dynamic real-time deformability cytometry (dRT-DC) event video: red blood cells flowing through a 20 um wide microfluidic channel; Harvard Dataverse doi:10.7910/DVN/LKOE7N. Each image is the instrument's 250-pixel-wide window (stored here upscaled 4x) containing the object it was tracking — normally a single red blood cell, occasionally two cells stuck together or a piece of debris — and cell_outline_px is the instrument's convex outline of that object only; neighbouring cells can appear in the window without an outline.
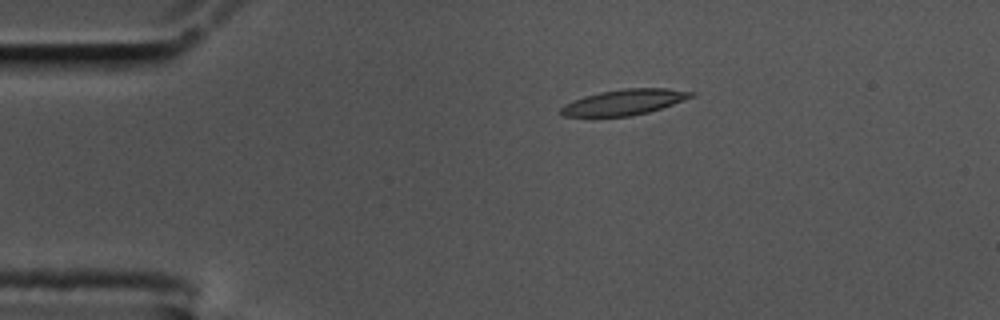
{"species": "common noctule bat (a hibernating species)", "species_latin": "Nyctalus noctula", "temperature_condition": "cold", "stored_images_in_passage": 47, "camera_frame_rate_fps": 3000, "um_per_image_px": 0.085, "animal": {"sex": "male", "body_mass_g": 17.5, "forearm_length_mm": 52.3}, "frame": {"image": 1, "passage_image": 1, "time_ms": 0.0, "image_size_px": [1000, 320], "cell_outline_px": [[696, 96], [648, 112], [632, 116], [564, 116], [560, 112], [560, 108], [564, 104], [584, 96], [600, 92], [624, 88], [664, 88], [696, 92]], "centroid_in_image_um": [53.08, 8.67], "position_along_channel_um": 31.9, "area_um2": 19.31}}
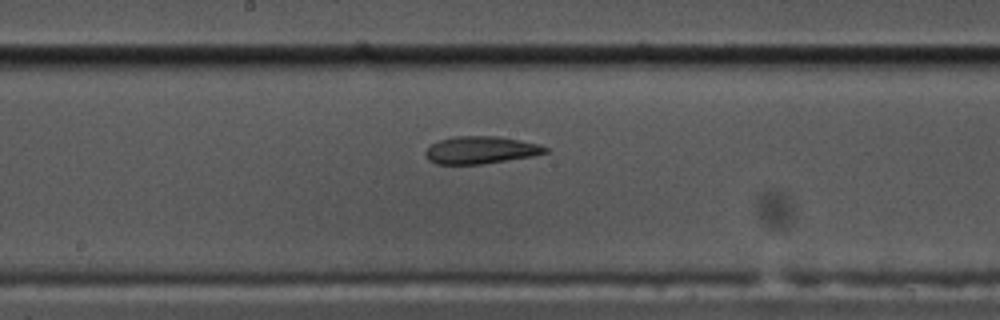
{"frame": {"image": 2, "passage_image": 20, "time_ms": 6.333, "image_size_px": [1000, 320], "cell_outline_px": [[548, 152], [532, 156], [484, 164], [436, 164], [428, 160], [424, 156], [424, 152], [432, 144], [440, 140], [456, 136], [496, 136], [520, 140], [540, 144], [548, 148]], "centroid_in_image_um": [40.86, 12.76], "position_along_channel_um": 207.3, "area_um2": 19.19}}
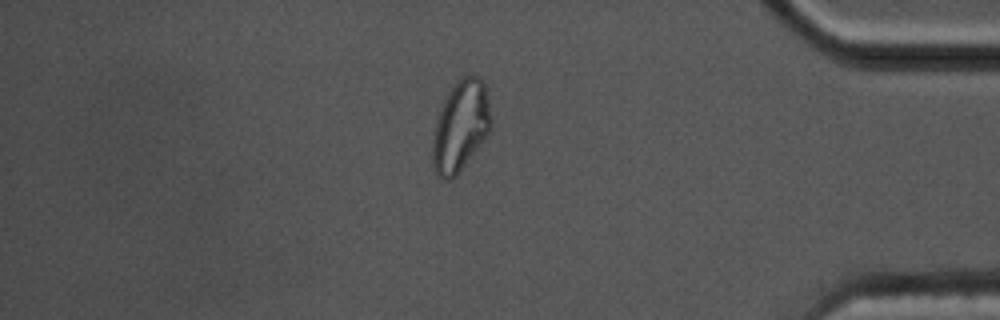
{"frame": {"image": 3, "passage_image": 39, "time_ms": 12.667, "image_size_px": [1000, 320], "cell_outline_px": [[492, 128], [456, 176], [448, 180], [444, 180], [436, 172], [432, 164], [432, 144], [436, 124], [440, 108], [448, 92], [464, 76], [476, 76], [484, 80], [492, 120]], "centroid_in_image_um": [39.16, 10.73], "position_along_channel_um": 396.0, "area_um2": 30.46}, "authors_computed_cell_mechanics": {"area_um2": 20.0566, "velocity_mm_per_s": 3.4796, "shape_relaxation_time_tau1_ms": null, "shape_relaxation_time_tau2_ms": 1.9193, "deformation_change_tau1": null, "deformation_change_tau2": 0.0815}}